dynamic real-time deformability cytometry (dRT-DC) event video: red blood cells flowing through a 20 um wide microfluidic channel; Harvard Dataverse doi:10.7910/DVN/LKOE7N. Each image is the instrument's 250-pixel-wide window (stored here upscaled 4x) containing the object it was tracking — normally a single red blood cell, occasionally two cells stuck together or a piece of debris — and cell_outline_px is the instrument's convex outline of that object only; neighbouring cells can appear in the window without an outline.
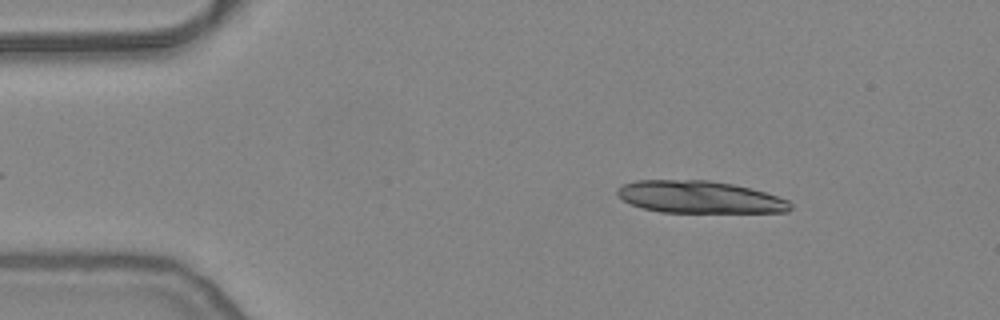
{"species": "common noctule bat (a hibernating species)", "species_latin": "Nyctalus noctula", "temperature_condition": "warm", "stored_images_in_passage": 17, "camera_frame_rate_fps": 3000, "um_per_image_px": 0.085, "animal": {"sex": "female", "body_mass_g": 24.6, "forearm_length_mm": 56.2}, "frame": {"image": 1, "passage_image": 1, "time_ms": 0.0, "image_size_px": [1000, 320], "cell_outline_px": [[792, 208], [788, 212], [660, 212], [644, 208], [632, 204], [624, 200], [616, 192], [616, 188], [624, 184], [636, 180], [708, 180], [732, 184], [764, 192], [788, 200], [792, 204]], "centroid_in_image_um": [59.46, 16.75], "position_along_channel_um": 25.5, "area_um2": 32.25}}
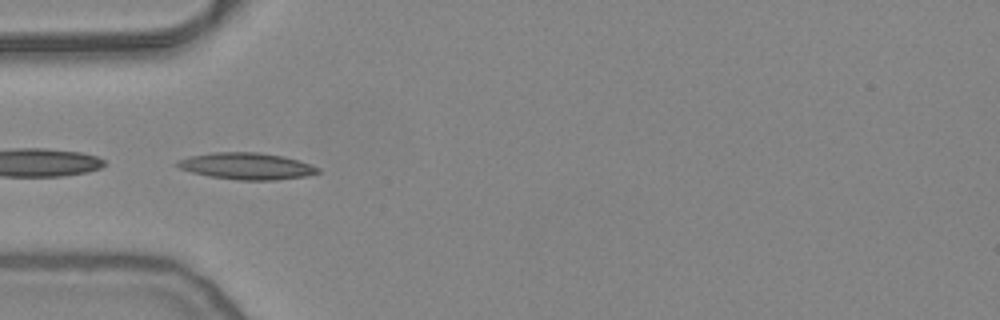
{"frame": {"image": 2, "passage_image": 10, "time_ms": 3.0, "image_size_px": [1000, 320], "cell_outline_px": [[320, 172], [304, 176], [276, 180], [240, 180], [208, 176], [192, 172], [180, 168], [176, 164], [176, 160], [188, 156], [212, 152], [260, 152], [284, 156], [320, 168]], "centroid_in_image_um": [20.92, 14.11], "position_along_channel_um": 64.1, "area_um2": 21.79}}
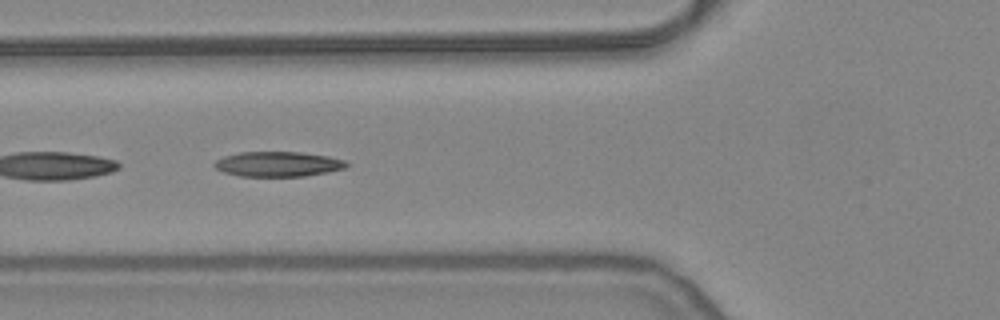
{"frame": {"image": 3, "passage_image": 13, "time_ms": 4.0, "image_size_px": [1000, 320], "cell_outline_px": [[348, 164], [344, 168], [328, 172], [304, 176], [240, 176], [224, 172], [216, 168], [212, 164], [216, 160], [224, 156], [240, 152], [300, 152], [328, 156], [344, 160]], "centroid_in_image_um": [23.61, 13.94], "position_along_channel_um": 102.2, "area_um2": 19.13}}